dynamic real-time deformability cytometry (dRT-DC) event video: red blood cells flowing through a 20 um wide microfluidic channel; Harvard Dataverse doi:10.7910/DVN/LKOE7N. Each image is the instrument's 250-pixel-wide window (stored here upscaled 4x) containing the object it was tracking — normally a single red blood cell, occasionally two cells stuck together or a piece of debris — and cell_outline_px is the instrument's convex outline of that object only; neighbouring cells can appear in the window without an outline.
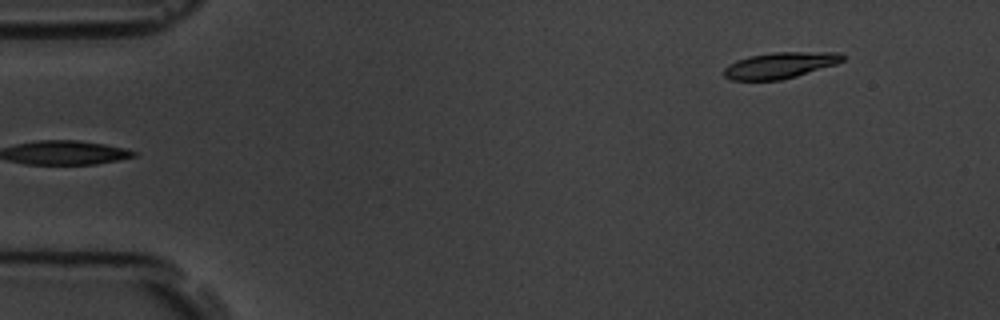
{"species": "common noctule bat (a hibernating species)", "species_latin": "Nyctalus noctula", "temperature_condition": "room temperature", "stored_images_in_passage": 5, "segment_of_instrument_passage": [2, 2], "camera_frame_rate_fps": 3000, "um_per_image_px": 0.085, "animal": {"sex": "male", "body_mass_g": 19.5, "forearm_length_mm": 54.6}, "frame": {"image": 1, "passage_image": 5, "time_ms": 5.333, "image_size_px": [1000, 320], "cell_outline_px": [[848, 56], [844, 60], [836, 64], [796, 76], [780, 80], [728, 80], [724, 76], [724, 68], [728, 64], [736, 60], [748, 56], [772, 52], [840, 52]], "centroid_in_image_um": [66.31, 5.54], "position_along_channel_um": 18.7, "area_um2": 18.26}}